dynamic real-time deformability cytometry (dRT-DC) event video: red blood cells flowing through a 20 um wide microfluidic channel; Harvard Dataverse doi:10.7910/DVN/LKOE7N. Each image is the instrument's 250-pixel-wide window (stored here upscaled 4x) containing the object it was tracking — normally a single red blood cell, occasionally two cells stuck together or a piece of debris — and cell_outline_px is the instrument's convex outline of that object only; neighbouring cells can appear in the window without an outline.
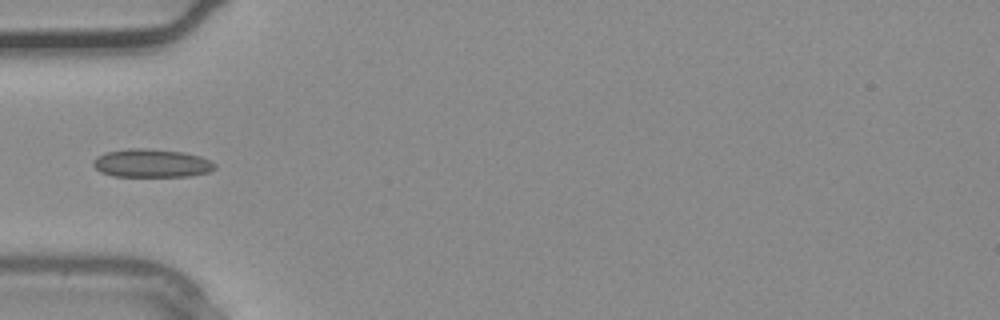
{"species": "common noctule bat (a hibernating species)", "species_latin": "Nyctalus noctula", "temperature_condition": "warm", "stored_images_in_passage": 9, "camera_frame_rate_fps": 3000, "um_per_image_px": 0.085, "animal": {"sex": "male", "body_mass_g": 20.4}, "frame": {"image": 1, "passage_image": 7, "time_ms": 2.0, "image_size_px": [1000, 320], "cell_outline_px": [[216, 168], [208, 172], [188, 176], [112, 176], [100, 172], [92, 164], [92, 160], [96, 156], [104, 152], [128, 148], [144, 148], [184, 152], [200, 156], [216, 164]], "centroid_in_image_um": [12.84, 13.86], "position_along_channel_um": 72.2, "area_um2": 20.17}}